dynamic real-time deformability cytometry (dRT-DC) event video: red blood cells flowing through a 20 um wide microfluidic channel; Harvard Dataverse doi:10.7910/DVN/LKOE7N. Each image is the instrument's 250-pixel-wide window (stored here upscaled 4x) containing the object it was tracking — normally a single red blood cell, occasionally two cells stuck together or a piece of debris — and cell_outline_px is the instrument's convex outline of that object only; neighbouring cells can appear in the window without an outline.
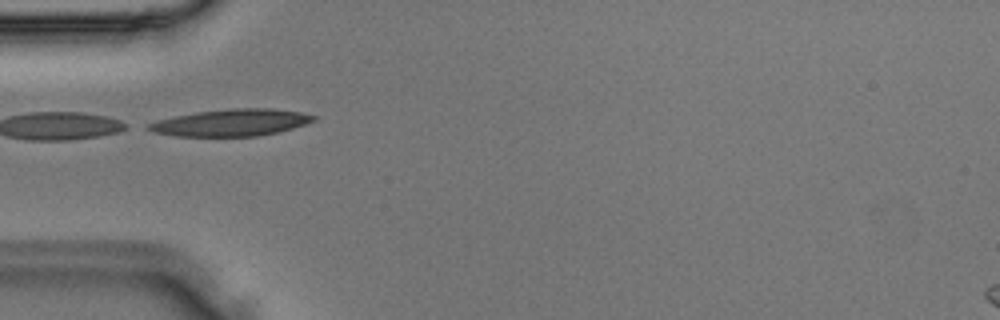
{"species": "Egyptian fruit bat (a non-hibernating species)", "species_latin": "Rousettus aegyptiacus", "temperature_condition": "room temperature", "stored_images_in_passage": 4, "camera_frame_rate_fps": 3000, "um_per_image_px": 0.085, "animal": {"sex": "male"}, "frame": {"image": 1, "passage_image": 3, "time_ms": 0.667, "image_size_px": [1000, 320], "cell_outline_px": [[316, 120], [280, 132], [256, 136], [172, 136], [152, 132], [144, 128], [148, 124], [156, 120], [196, 112], [232, 108], [272, 108], [300, 112], [316, 116]], "centroid_in_image_um": [19.62, 10.42], "position_along_channel_um": 65.4, "area_um2": 25.95}}